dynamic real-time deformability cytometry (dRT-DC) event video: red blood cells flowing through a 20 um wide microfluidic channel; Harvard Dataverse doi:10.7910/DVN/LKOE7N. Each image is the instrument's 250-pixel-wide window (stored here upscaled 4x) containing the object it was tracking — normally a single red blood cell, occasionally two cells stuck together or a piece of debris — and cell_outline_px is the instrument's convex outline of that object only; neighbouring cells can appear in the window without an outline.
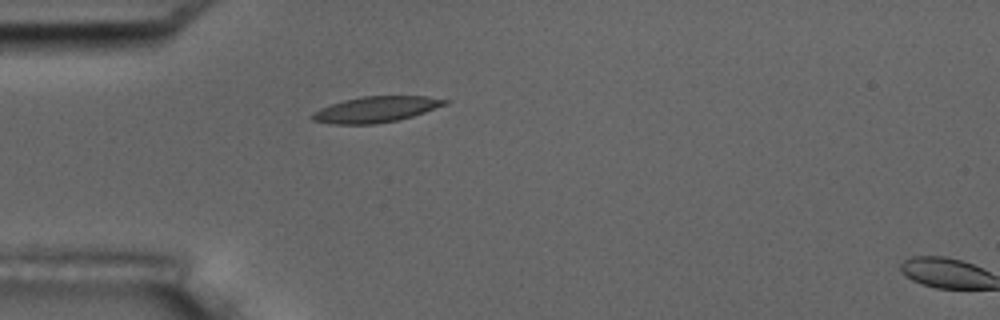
{"species": "common noctule bat (a hibernating species)", "species_latin": "Nyctalus noctula", "temperature_condition": "room temperature", "stored_images_in_passage": 2, "camera_frame_rate_fps": 3000, "um_per_image_px": 0.085, "animal": {"sex": "male", "body_mass_g": 17.5, "forearm_length_mm": 52.3}, "frame": {"image": 1, "passage_image": 1, "time_ms": 0.0, "image_size_px": [1000, 320], "cell_outline_px": [[452, 100], [448, 104], [412, 116], [396, 120], [372, 124], [328, 124], [312, 120], [308, 116], [312, 112], [320, 108], [344, 100], [364, 96], [428, 96]], "centroid_in_image_um": [31.94, 9.3], "position_along_channel_um": 53.1, "area_um2": 20.06}}